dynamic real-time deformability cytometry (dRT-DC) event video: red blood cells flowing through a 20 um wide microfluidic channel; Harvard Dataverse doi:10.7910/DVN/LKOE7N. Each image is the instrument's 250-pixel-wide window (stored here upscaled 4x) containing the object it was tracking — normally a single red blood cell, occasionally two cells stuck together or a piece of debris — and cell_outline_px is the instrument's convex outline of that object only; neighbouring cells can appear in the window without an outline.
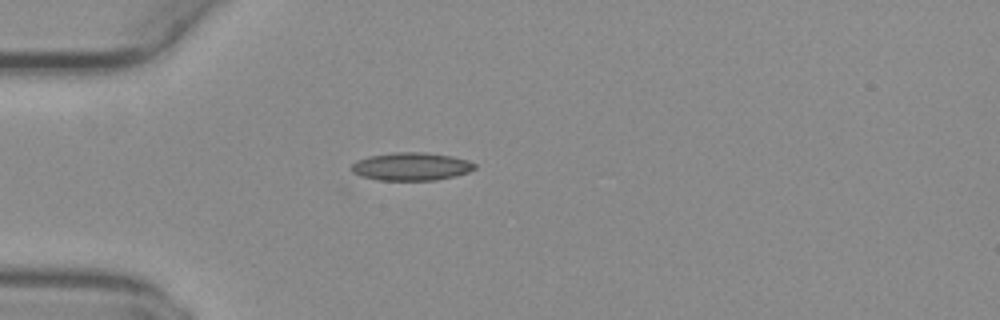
{"species": "common noctule bat (a hibernating species)", "species_latin": "Nyctalus noctula", "temperature_condition": "warm", "stored_images_in_passage": 36, "camera_frame_rate_fps": 3000, "um_per_image_px": 0.085, "animal": {"sex": "female", "body_mass_g": 29.2, "forearm_length_mm": 56.3}, "frame": {"image": 1, "passage_image": 2, "time_ms": 0.333, "image_size_px": [1000, 320], "cell_outline_px": [[476, 168], [468, 172], [456, 176], [436, 180], [380, 180], [360, 176], [352, 172], [352, 164], [356, 160], [368, 156], [392, 152], [424, 152], [452, 156], [468, 160], [476, 164]], "centroid_in_image_um": [34.96, 14.15], "position_along_channel_um": 50.0, "area_um2": 20.23}}
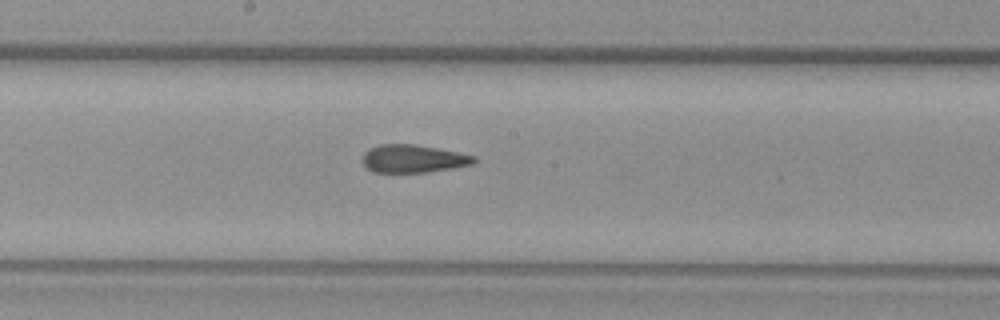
{"frame": {"image": 2, "passage_image": 15, "time_ms": 4.667, "image_size_px": [1000, 320], "cell_outline_px": [[476, 160], [472, 164], [452, 168], [424, 172], [372, 172], [364, 164], [360, 156], [368, 148], [380, 144], [412, 144], [436, 148], [476, 156]], "centroid_in_image_um": [35.06, 13.48], "position_along_channel_um": 213.1, "area_um2": 18.03}}
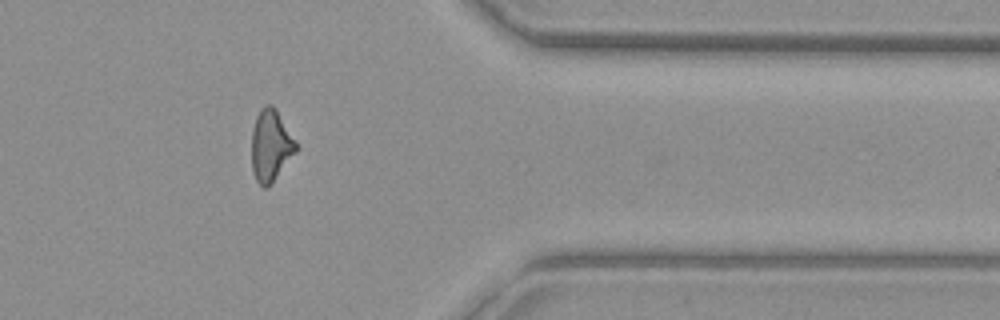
{"frame": {"image": 3, "passage_image": 29, "time_ms": 9.333, "image_size_px": [1000, 320], "cell_outline_px": [[300, 148], [272, 184], [268, 188], [264, 188], [256, 180], [252, 172], [252, 128], [256, 116], [260, 108], [264, 104], [272, 104], [276, 108], [296, 140]], "centroid_in_image_um": [23.04, 12.37], "position_along_channel_um": 388.4, "area_um2": 19.13}, "authors_computed_cell_mechanics": {"area_um2": 18.8717, "velocity_mm_per_s": 4.1014, "shape_relaxation_time_tau1_ms": null, "shape_relaxation_time_tau2_ms": 2.0432, "deformation_change_tau1": null, "deformation_change_tau2": 0.1174}}